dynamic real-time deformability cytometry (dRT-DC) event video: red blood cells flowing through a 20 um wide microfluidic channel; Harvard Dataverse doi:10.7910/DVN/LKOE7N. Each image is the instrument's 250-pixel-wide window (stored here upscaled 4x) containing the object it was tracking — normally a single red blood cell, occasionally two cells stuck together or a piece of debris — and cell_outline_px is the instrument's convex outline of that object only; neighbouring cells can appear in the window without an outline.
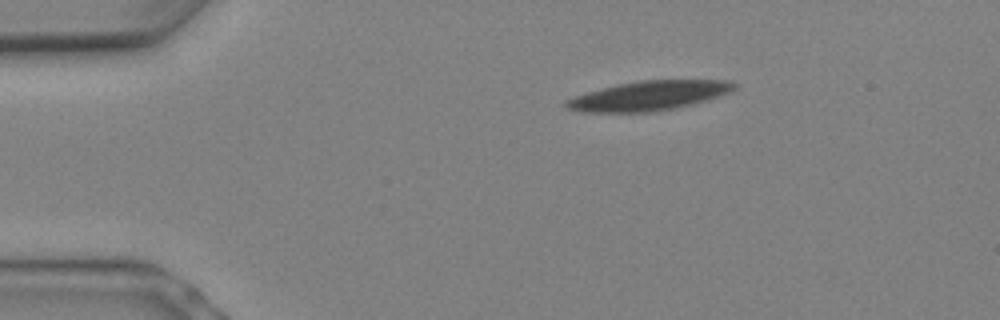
{"species": "Egyptian fruit bat (a non-hibernating species)", "species_latin": "Rousettus aegyptiacus", "temperature_condition": "warm", "stored_images_in_passage": 5, "camera_frame_rate_fps": 3000, "um_per_image_px": 0.085, "animal": {"sex": "female"}, "frame": {"image": 1, "passage_image": 1, "time_ms": 0.0, "image_size_px": [1000, 320], "cell_outline_px": [[736, 88], [720, 96], [708, 100], [692, 104], [652, 112], [584, 112], [568, 108], [564, 104], [564, 100], [588, 92], [620, 84], [640, 80], [732, 80], [736, 84]], "centroid_in_image_um": [55.19, 8.13], "position_along_channel_um": 29.8, "area_um2": 28.55}}
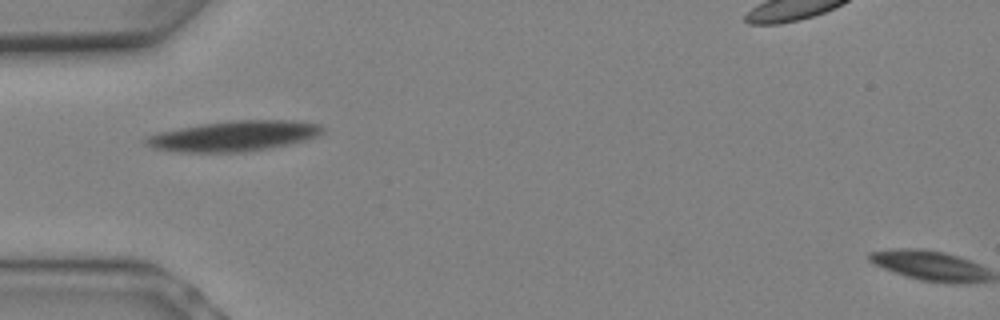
{"frame": {"image": 2, "passage_image": 4, "time_ms": 1.0, "image_size_px": [1000, 320], "cell_outline_px": [[324, 132], [320, 136], [308, 140], [268, 148], [244, 152], [176, 152], [152, 148], [144, 144], [140, 140], [144, 136], [156, 132], [204, 124], [232, 120], [296, 120], [320, 124], [324, 128]], "centroid_in_image_um": [19.86, 11.56], "position_along_channel_um": 65.1, "area_um2": 31.73}}